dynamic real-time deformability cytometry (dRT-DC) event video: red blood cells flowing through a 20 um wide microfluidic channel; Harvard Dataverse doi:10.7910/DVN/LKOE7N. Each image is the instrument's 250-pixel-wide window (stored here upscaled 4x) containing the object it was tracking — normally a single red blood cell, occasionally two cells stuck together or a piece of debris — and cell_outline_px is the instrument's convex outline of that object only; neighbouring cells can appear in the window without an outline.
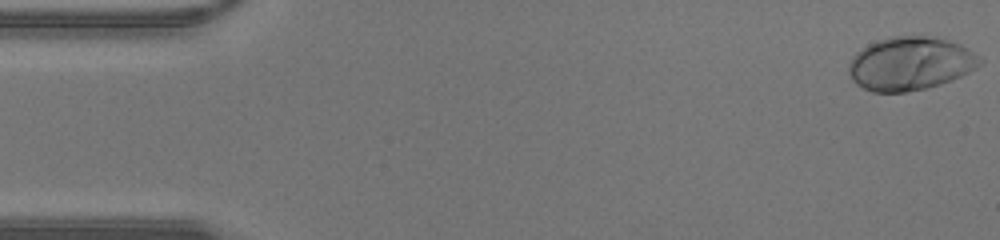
{"species": "human", "species_latin": "Homo sapiens", "temperature_condition": "warm", "stored_images_in_passage": 10, "camera_frame_rate_fps": 3000, "um_per_image_px": 0.085, "donor": {"sex": "male"}, "frame": {"image": 1, "passage_image": 1, "time_ms": 0.0, "image_size_px": [1000, 240], "cell_outline_px": [[980, 64], [976, 68], [952, 80], [928, 88], [904, 92], [872, 92], [856, 84], [852, 80], [848, 72], [848, 64], [852, 56], [860, 48], [876, 40], [892, 36], [928, 36], [948, 40], [960, 44], [968, 48], [980, 60]], "centroid_in_image_um": [77.31, 5.4], "position_along_channel_um": 7.7, "area_um2": 40.86}}